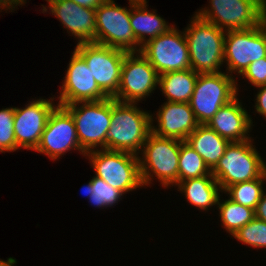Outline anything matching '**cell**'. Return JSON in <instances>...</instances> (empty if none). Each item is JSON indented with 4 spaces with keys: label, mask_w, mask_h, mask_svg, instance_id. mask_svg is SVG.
I'll return each instance as SVG.
<instances>
[{
    "label": "cell",
    "mask_w": 266,
    "mask_h": 266,
    "mask_svg": "<svg viewBox=\"0 0 266 266\" xmlns=\"http://www.w3.org/2000/svg\"><path fill=\"white\" fill-rule=\"evenodd\" d=\"M24 3H26V0H0V7L2 10L7 8L6 10L9 9L12 12V10H15V6H20Z\"/></svg>",
    "instance_id": "cell-34"
},
{
    "label": "cell",
    "mask_w": 266,
    "mask_h": 266,
    "mask_svg": "<svg viewBox=\"0 0 266 266\" xmlns=\"http://www.w3.org/2000/svg\"><path fill=\"white\" fill-rule=\"evenodd\" d=\"M259 92L256 95L255 110L266 118V84L257 87Z\"/></svg>",
    "instance_id": "cell-31"
},
{
    "label": "cell",
    "mask_w": 266,
    "mask_h": 266,
    "mask_svg": "<svg viewBox=\"0 0 266 266\" xmlns=\"http://www.w3.org/2000/svg\"><path fill=\"white\" fill-rule=\"evenodd\" d=\"M95 176L124 194L143 187L137 155L108 149L87 152Z\"/></svg>",
    "instance_id": "cell-7"
},
{
    "label": "cell",
    "mask_w": 266,
    "mask_h": 266,
    "mask_svg": "<svg viewBox=\"0 0 266 266\" xmlns=\"http://www.w3.org/2000/svg\"><path fill=\"white\" fill-rule=\"evenodd\" d=\"M219 216L222 226L232 236L248 222L255 218V210L239 203L230 198L221 202L220 196L217 202Z\"/></svg>",
    "instance_id": "cell-24"
},
{
    "label": "cell",
    "mask_w": 266,
    "mask_h": 266,
    "mask_svg": "<svg viewBox=\"0 0 266 266\" xmlns=\"http://www.w3.org/2000/svg\"><path fill=\"white\" fill-rule=\"evenodd\" d=\"M81 189H82L81 191L83 192L84 196H87L89 198L94 191L92 189L91 180L89 181L87 185L82 186Z\"/></svg>",
    "instance_id": "cell-35"
},
{
    "label": "cell",
    "mask_w": 266,
    "mask_h": 266,
    "mask_svg": "<svg viewBox=\"0 0 266 266\" xmlns=\"http://www.w3.org/2000/svg\"><path fill=\"white\" fill-rule=\"evenodd\" d=\"M130 8L118 6L114 0H105L96 10L95 43L127 52H140L130 25ZM139 47V48H138Z\"/></svg>",
    "instance_id": "cell-9"
},
{
    "label": "cell",
    "mask_w": 266,
    "mask_h": 266,
    "mask_svg": "<svg viewBox=\"0 0 266 266\" xmlns=\"http://www.w3.org/2000/svg\"><path fill=\"white\" fill-rule=\"evenodd\" d=\"M266 57V19L250 29L227 30L224 63L227 73L242 74L250 63Z\"/></svg>",
    "instance_id": "cell-10"
},
{
    "label": "cell",
    "mask_w": 266,
    "mask_h": 266,
    "mask_svg": "<svg viewBox=\"0 0 266 266\" xmlns=\"http://www.w3.org/2000/svg\"><path fill=\"white\" fill-rule=\"evenodd\" d=\"M130 25L140 46H143L148 40L166 33L173 27L158 16L155 12L147 8V0H131ZM146 36L149 38L146 39Z\"/></svg>",
    "instance_id": "cell-20"
},
{
    "label": "cell",
    "mask_w": 266,
    "mask_h": 266,
    "mask_svg": "<svg viewBox=\"0 0 266 266\" xmlns=\"http://www.w3.org/2000/svg\"><path fill=\"white\" fill-rule=\"evenodd\" d=\"M91 184L94 191L88 199L96 207H101L102 209L111 207L118 203L121 196L124 195L122 191L112 187L97 176L91 179Z\"/></svg>",
    "instance_id": "cell-27"
},
{
    "label": "cell",
    "mask_w": 266,
    "mask_h": 266,
    "mask_svg": "<svg viewBox=\"0 0 266 266\" xmlns=\"http://www.w3.org/2000/svg\"><path fill=\"white\" fill-rule=\"evenodd\" d=\"M63 107L72 115L80 147L85 153L95 150V147L107 149L112 97L99 101L77 102Z\"/></svg>",
    "instance_id": "cell-5"
},
{
    "label": "cell",
    "mask_w": 266,
    "mask_h": 266,
    "mask_svg": "<svg viewBox=\"0 0 266 266\" xmlns=\"http://www.w3.org/2000/svg\"><path fill=\"white\" fill-rule=\"evenodd\" d=\"M170 28L141 46L140 53L156 69L159 75L171 71L191 69L188 44L183 32Z\"/></svg>",
    "instance_id": "cell-12"
},
{
    "label": "cell",
    "mask_w": 266,
    "mask_h": 266,
    "mask_svg": "<svg viewBox=\"0 0 266 266\" xmlns=\"http://www.w3.org/2000/svg\"><path fill=\"white\" fill-rule=\"evenodd\" d=\"M73 149L84 156L86 154L80 147L72 115L63 106L57 105L49 115L35 151L55 160Z\"/></svg>",
    "instance_id": "cell-14"
},
{
    "label": "cell",
    "mask_w": 266,
    "mask_h": 266,
    "mask_svg": "<svg viewBox=\"0 0 266 266\" xmlns=\"http://www.w3.org/2000/svg\"><path fill=\"white\" fill-rule=\"evenodd\" d=\"M253 122L247 110L236 97L221 107L207 125L229 142L251 139L248 134Z\"/></svg>",
    "instance_id": "cell-19"
},
{
    "label": "cell",
    "mask_w": 266,
    "mask_h": 266,
    "mask_svg": "<svg viewBox=\"0 0 266 266\" xmlns=\"http://www.w3.org/2000/svg\"><path fill=\"white\" fill-rule=\"evenodd\" d=\"M156 114L158 127L151 117V132L157 136L186 141L199 125L189 103L165 101Z\"/></svg>",
    "instance_id": "cell-17"
},
{
    "label": "cell",
    "mask_w": 266,
    "mask_h": 266,
    "mask_svg": "<svg viewBox=\"0 0 266 266\" xmlns=\"http://www.w3.org/2000/svg\"><path fill=\"white\" fill-rule=\"evenodd\" d=\"M158 83L159 74L149 61L140 52H127L121 67L118 92L113 98L137 104L149 96Z\"/></svg>",
    "instance_id": "cell-13"
},
{
    "label": "cell",
    "mask_w": 266,
    "mask_h": 266,
    "mask_svg": "<svg viewBox=\"0 0 266 266\" xmlns=\"http://www.w3.org/2000/svg\"><path fill=\"white\" fill-rule=\"evenodd\" d=\"M186 142L203 158L210 170L223 157L225 149L230 143L207 124H199L188 136Z\"/></svg>",
    "instance_id": "cell-21"
},
{
    "label": "cell",
    "mask_w": 266,
    "mask_h": 266,
    "mask_svg": "<svg viewBox=\"0 0 266 266\" xmlns=\"http://www.w3.org/2000/svg\"><path fill=\"white\" fill-rule=\"evenodd\" d=\"M151 117L135 103L119 102L112 98L111 124L107 133V149L139 156L151 132Z\"/></svg>",
    "instance_id": "cell-1"
},
{
    "label": "cell",
    "mask_w": 266,
    "mask_h": 266,
    "mask_svg": "<svg viewBox=\"0 0 266 266\" xmlns=\"http://www.w3.org/2000/svg\"><path fill=\"white\" fill-rule=\"evenodd\" d=\"M264 180H266V172L257 179L228 186L223 192H228V198L234 202L255 210L264 192L262 187Z\"/></svg>",
    "instance_id": "cell-26"
},
{
    "label": "cell",
    "mask_w": 266,
    "mask_h": 266,
    "mask_svg": "<svg viewBox=\"0 0 266 266\" xmlns=\"http://www.w3.org/2000/svg\"><path fill=\"white\" fill-rule=\"evenodd\" d=\"M196 14L203 20L227 30L250 29L266 18V0H209Z\"/></svg>",
    "instance_id": "cell-8"
},
{
    "label": "cell",
    "mask_w": 266,
    "mask_h": 266,
    "mask_svg": "<svg viewBox=\"0 0 266 266\" xmlns=\"http://www.w3.org/2000/svg\"><path fill=\"white\" fill-rule=\"evenodd\" d=\"M232 237L255 248H266V222L255 217Z\"/></svg>",
    "instance_id": "cell-28"
},
{
    "label": "cell",
    "mask_w": 266,
    "mask_h": 266,
    "mask_svg": "<svg viewBox=\"0 0 266 266\" xmlns=\"http://www.w3.org/2000/svg\"><path fill=\"white\" fill-rule=\"evenodd\" d=\"M180 146L181 140L149 133L138 156L143 186L150 185L153 176L166 188L178 184Z\"/></svg>",
    "instance_id": "cell-3"
},
{
    "label": "cell",
    "mask_w": 266,
    "mask_h": 266,
    "mask_svg": "<svg viewBox=\"0 0 266 266\" xmlns=\"http://www.w3.org/2000/svg\"><path fill=\"white\" fill-rule=\"evenodd\" d=\"M241 75L255 87L266 84V57L250 63Z\"/></svg>",
    "instance_id": "cell-30"
},
{
    "label": "cell",
    "mask_w": 266,
    "mask_h": 266,
    "mask_svg": "<svg viewBox=\"0 0 266 266\" xmlns=\"http://www.w3.org/2000/svg\"><path fill=\"white\" fill-rule=\"evenodd\" d=\"M15 107L0 110V152H14L17 150L14 134Z\"/></svg>",
    "instance_id": "cell-29"
},
{
    "label": "cell",
    "mask_w": 266,
    "mask_h": 266,
    "mask_svg": "<svg viewBox=\"0 0 266 266\" xmlns=\"http://www.w3.org/2000/svg\"><path fill=\"white\" fill-rule=\"evenodd\" d=\"M212 175L203 158L186 142L181 141L178 183L187 179Z\"/></svg>",
    "instance_id": "cell-25"
},
{
    "label": "cell",
    "mask_w": 266,
    "mask_h": 266,
    "mask_svg": "<svg viewBox=\"0 0 266 266\" xmlns=\"http://www.w3.org/2000/svg\"><path fill=\"white\" fill-rule=\"evenodd\" d=\"M252 140L230 142L223 157L211 170L222 192L228 186L257 179L266 172V162L252 144Z\"/></svg>",
    "instance_id": "cell-4"
},
{
    "label": "cell",
    "mask_w": 266,
    "mask_h": 266,
    "mask_svg": "<svg viewBox=\"0 0 266 266\" xmlns=\"http://www.w3.org/2000/svg\"><path fill=\"white\" fill-rule=\"evenodd\" d=\"M62 82L57 105L99 101L108 96L99 88L84 59L74 50Z\"/></svg>",
    "instance_id": "cell-15"
},
{
    "label": "cell",
    "mask_w": 266,
    "mask_h": 266,
    "mask_svg": "<svg viewBox=\"0 0 266 266\" xmlns=\"http://www.w3.org/2000/svg\"><path fill=\"white\" fill-rule=\"evenodd\" d=\"M198 74L192 69L167 72L159 75L158 86L167 101L189 103Z\"/></svg>",
    "instance_id": "cell-23"
},
{
    "label": "cell",
    "mask_w": 266,
    "mask_h": 266,
    "mask_svg": "<svg viewBox=\"0 0 266 266\" xmlns=\"http://www.w3.org/2000/svg\"><path fill=\"white\" fill-rule=\"evenodd\" d=\"M226 31L201 19L197 14L184 30L190 66L196 73L222 72Z\"/></svg>",
    "instance_id": "cell-2"
},
{
    "label": "cell",
    "mask_w": 266,
    "mask_h": 266,
    "mask_svg": "<svg viewBox=\"0 0 266 266\" xmlns=\"http://www.w3.org/2000/svg\"><path fill=\"white\" fill-rule=\"evenodd\" d=\"M176 186L178 191L184 193L190 204L204 211L217 205L219 192H222L219 183L212 175L180 181Z\"/></svg>",
    "instance_id": "cell-22"
},
{
    "label": "cell",
    "mask_w": 266,
    "mask_h": 266,
    "mask_svg": "<svg viewBox=\"0 0 266 266\" xmlns=\"http://www.w3.org/2000/svg\"><path fill=\"white\" fill-rule=\"evenodd\" d=\"M255 217L266 222V193L263 192L255 209Z\"/></svg>",
    "instance_id": "cell-32"
},
{
    "label": "cell",
    "mask_w": 266,
    "mask_h": 266,
    "mask_svg": "<svg viewBox=\"0 0 266 266\" xmlns=\"http://www.w3.org/2000/svg\"><path fill=\"white\" fill-rule=\"evenodd\" d=\"M74 50L84 59L99 88L113 98L118 92L127 51L94 42L79 43Z\"/></svg>",
    "instance_id": "cell-11"
},
{
    "label": "cell",
    "mask_w": 266,
    "mask_h": 266,
    "mask_svg": "<svg viewBox=\"0 0 266 266\" xmlns=\"http://www.w3.org/2000/svg\"><path fill=\"white\" fill-rule=\"evenodd\" d=\"M68 1H72L82 7L96 9L105 0H68Z\"/></svg>",
    "instance_id": "cell-33"
},
{
    "label": "cell",
    "mask_w": 266,
    "mask_h": 266,
    "mask_svg": "<svg viewBox=\"0 0 266 266\" xmlns=\"http://www.w3.org/2000/svg\"><path fill=\"white\" fill-rule=\"evenodd\" d=\"M16 259L10 257L7 260H1L0 259V266H14L16 264Z\"/></svg>",
    "instance_id": "cell-36"
},
{
    "label": "cell",
    "mask_w": 266,
    "mask_h": 266,
    "mask_svg": "<svg viewBox=\"0 0 266 266\" xmlns=\"http://www.w3.org/2000/svg\"><path fill=\"white\" fill-rule=\"evenodd\" d=\"M49 11L69 30L78 43H95L96 10L68 0H46Z\"/></svg>",
    "instance_id": "cell-18"
},
{
    "label": "cell",
    "mask_w": 266,
    "mask_h": 266,
    "mask_svg": "<svg viewBox=\"0 0 266 266\" xmlns=\"http://www.w3.org/2000/svg\"><path fill=\"white\" fill-rule=\"evenodd\" d=\"M52 100L54 97L49 100L40 98L31 101L25 108L15 107L14 134L17 150L20 148L36 150L49 115L56 107Z\"/></svg>",
    "instance_id": "cell-16"
},
{
    "label": "cell",
    "mask_w": 266,
    "mask_h": 266,
    "mask_svg": "<svg viewBox=\"0 0 266 266\" xmlns=\"http://www.w3.org/2000/svg\"><path fill=\"white\" fill-rule=\"evenodd\" d=\"M238 84L227 72L200 73L189 105L199 124H207L218 110L237 97Z\"/></svg>",
    "instance_id": "cell-6"
}]
</instances>
